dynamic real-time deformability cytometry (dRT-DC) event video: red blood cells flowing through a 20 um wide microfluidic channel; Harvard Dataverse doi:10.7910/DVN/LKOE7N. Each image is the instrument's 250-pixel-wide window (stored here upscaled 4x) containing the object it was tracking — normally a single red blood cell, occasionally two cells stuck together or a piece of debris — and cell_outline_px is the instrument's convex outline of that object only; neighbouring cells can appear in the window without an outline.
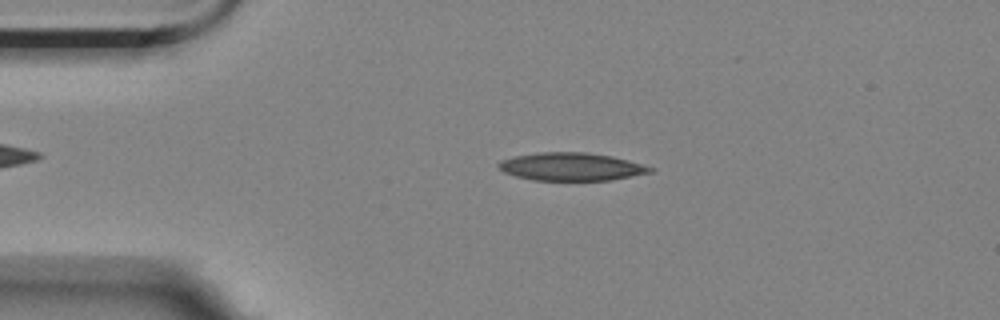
{"species": "Egyptian fruit bat (a non-hibernating species)", "species_latin": "Rousettus aegyptiacus", "temperature_condition": "room temperature", "stored_images_in_passage": 55, "camera_frame_rate_fps": 3000, "um_per_image_px": 0.085, "animal": {"sex": "female"}, "frame": {"image": 1, "passage_image": 11, "time_ms": 3.333, "image_size_px": [1000, 320], "cell_outline_px": [[656, 168], [652, 172], [632, 176], [608, 180], [532, 180], [516, 176], [504, 172], [496, 164], [500, 160], [512, 156], [540, 152], [584, 152], [612, 156], [628, 160]], "centroid_in_image_um": [48.54, 14.16], "position_along_channel_um": 36.5, "area_um2": 24.68}}
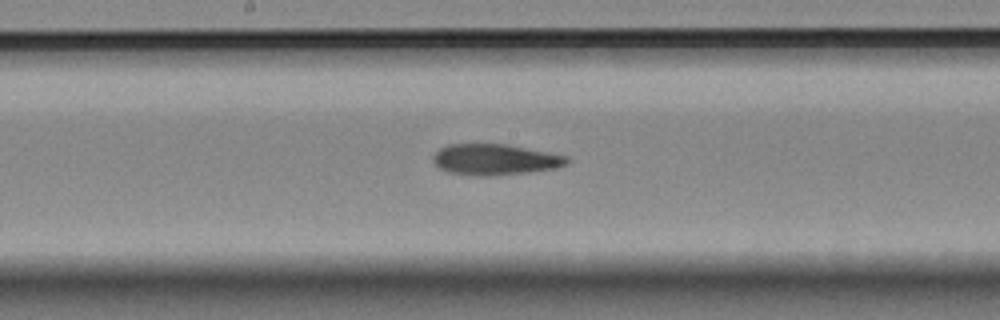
{"frame": {"image": 2, "passage_image": 28, "time_ms": 9.0, "image_size_px": [1000, 320], "cell_outline_px": [[568, 164], [552, 168], [492, 176], [480, 176], [448, 172], [440, 168], [432, 160], [432, 156], [440, 148], [448, 144], [504, 144], [568, 156]], "centroid_in_image_um": [42.02, 13.55], "position_along_channel_um": 206.2, "area_um2": 23.7}}
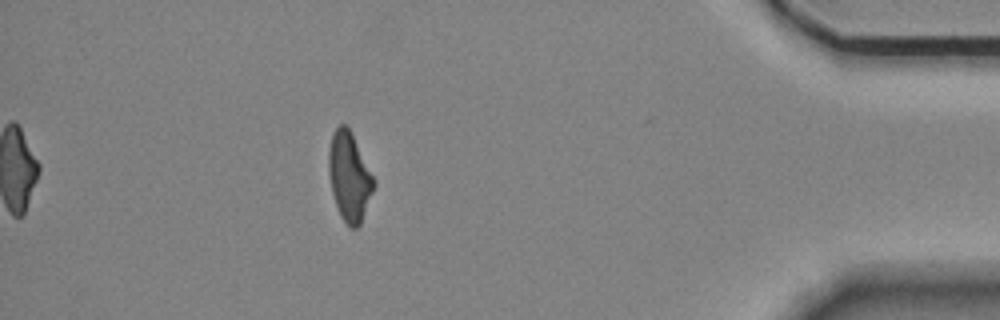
{"frame": {"image": 3, "passage_image": 49, "time_ms": 16.0, "image_size_px": [1000, 320], "cell_outline_px": [[376, 184], [360, 224], [356, 228], [348, 228], [340, 216], [332, 192], [328, 172], [328, 152], [332, 132], [340, 124], [344, 124], [348, 128], [376, 180]], "centroid_in_image_um": [29.68, 15.04], "position_along_channel_um": 405.5, "area_um2": 23.29}, "authors_computed_cell_mechanics": {"area_um2": 24.2182, "velocity_mm_per_s": 3.5267, "shape_relaxation_time_tau1_ms": null, "shape_relaxation_time_tau2_ms": 8.7568, "deformation_change_tau1": null, "deformation_change_tau2": 0.2018}}